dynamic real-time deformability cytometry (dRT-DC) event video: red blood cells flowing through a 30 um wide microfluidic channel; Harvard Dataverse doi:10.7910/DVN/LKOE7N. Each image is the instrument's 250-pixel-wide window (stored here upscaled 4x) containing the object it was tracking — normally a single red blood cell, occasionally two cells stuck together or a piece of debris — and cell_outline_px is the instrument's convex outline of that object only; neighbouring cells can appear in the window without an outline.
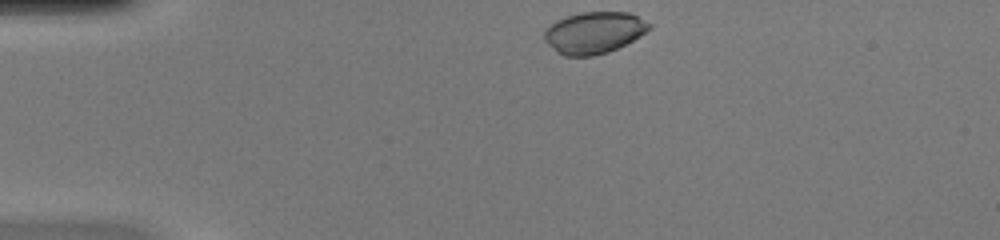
{"species": "common noctule bat (a hibernating species)", "species_latin": "Nyctalus noctula", "temperature_condition": "warm", "stored_images_in_passage": 40, "camera_frame_rate_fps": 3000, "um_per_image_px": 0.085, "animal": {"sex": "female", "body_mass_g": 20.0, "forearm_length_mm": 54.0}, "frame": {"image": 1, "passage_image": 1, "time_ms": 0.0, "image_size_px": [1000, 240], "cell_outline_px": [[652, 28], [640, 36], [608, 52], [592, 56], [564, 56], [556, 52], [544, 40], [544, 32], [556, 20], [580, 12], [628, 12], [652, 24]], "centroid_in_image_um": [50.49, 2.78], "position_along_channel_um": 34.5, "area_um2": 25.32}}
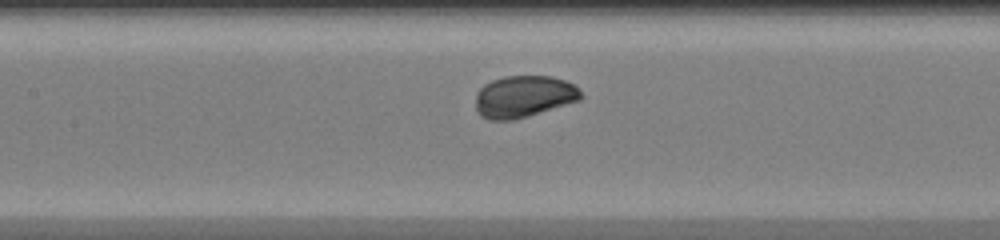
{"frame": {"image": 2, "passage_image": 14, "time_ms": 4.333, "image_size_px": [1000, 240], "cell_outline_px": [[584, 96], [580, 100], [528, 116], [512, 120], [488, 120], [480, 116], [476, 112], [476, 92], [484, 84], [492, 80], [504, 76], [552, 76], [564, 80], [572, 84]], "centroid_in_image_um": [44.48, 8.21], "position_along_channel_um": 162.9, "area_um2": 25.72}}
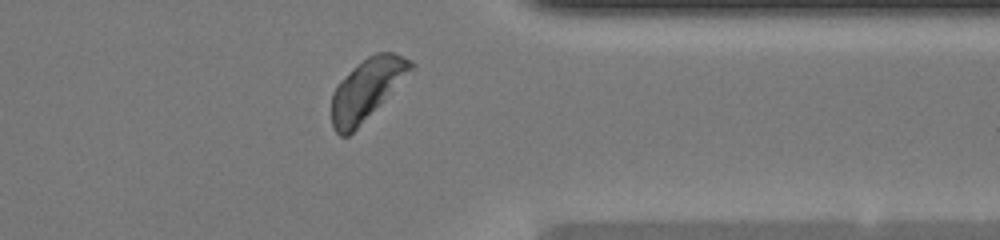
{"frame": {"image": 3, "passage_image": 30, "time_ms": 9.667, "image_size_px": [1000, 240], "cell_outline_px": [[416, 68], [348, 136], [340, 136], [332, 128], [332, 92], [336, 84], [340, 80], [368, 56], [376, 52], [392, 52], [412, 60], [416, 64]], "centroid_in_image_um": [31.2, 7.56], "position_along_channel_um": 380.2, "area_um2": 27.92}, "authors_computed_cell_mechanics": {"area_um2": 26.7325, "velocity_mm_per_s": 4.2012, "shape_relaxation_time_tau1_ms": 1.4312, "shape_relaxation_time_tau2_ms": null, "deformation_change_tau1": 0.0896, "deformation_change_tau2": null}}